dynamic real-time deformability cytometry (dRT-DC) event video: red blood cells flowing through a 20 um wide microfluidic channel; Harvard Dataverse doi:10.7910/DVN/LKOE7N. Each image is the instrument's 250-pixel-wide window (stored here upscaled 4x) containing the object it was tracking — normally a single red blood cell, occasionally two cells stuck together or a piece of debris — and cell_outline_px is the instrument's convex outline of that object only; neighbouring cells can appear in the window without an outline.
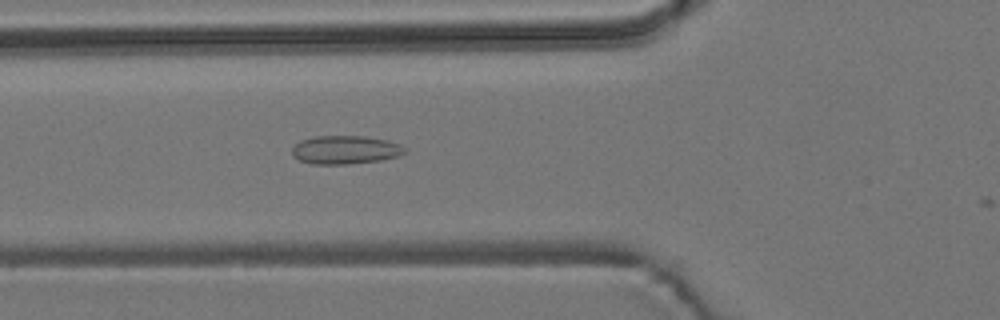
{"species": "common noctule bat (a hibernating species)", "species_latin": "Nyctalus noctula", "temperature_condition": "room temperature", "stored_images_in_passage": 2, "camera_frame_rate_fps": 3000, "um_per_image_px": 0.085, "animal": {"sex": "male", "body_mass_g": 19.2, "forearm_length_mm": 51.8}, "frame": {"image": 1, "passage_image": 2, "time_ms": 1.0, "image_size_px": [1000, 320], "cell_outline_px": [[404, 152], [396, 156], [380, 160], [348, 164], [312, 164], [300, 160], [292, 156], [292, 148], [300, 140], [316, 136], [364, 136], [388, 140], [400, 144], [404, 148]], "centroid_in_image_um": [29.31, 12.73], "position_along_channel_um": 96.5, "area_um2": 18.55}}